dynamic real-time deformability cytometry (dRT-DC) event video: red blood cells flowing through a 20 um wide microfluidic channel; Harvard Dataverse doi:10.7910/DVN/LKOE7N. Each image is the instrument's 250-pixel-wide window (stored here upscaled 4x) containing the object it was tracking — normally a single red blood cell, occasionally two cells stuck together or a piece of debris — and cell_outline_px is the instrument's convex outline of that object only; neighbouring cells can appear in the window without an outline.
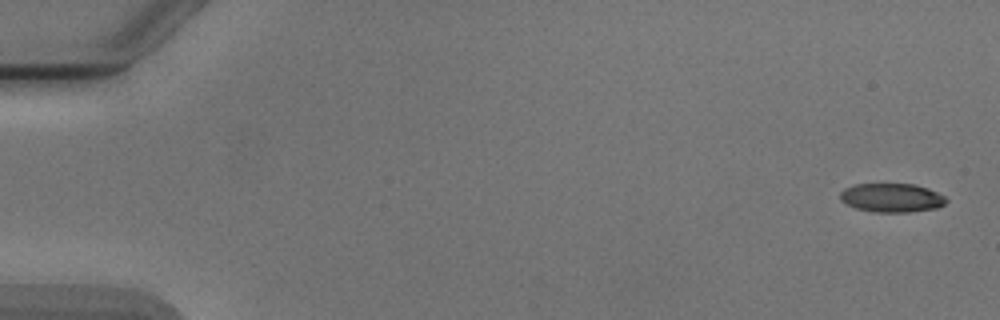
{"species": "Egyptian fruit bat (a non-hibernating species)", "species_latin": "Rousettus aegyptiacus", "temperature_condition": "cold", "stored_images_in_passage": 5, "camera_frame_rate_fps": 3000, "um_per_image_px": 0.085, "animal": {"sex": "male"}, "frame": {"image": 1, "passage_image": 1, "time_ms": 0.0, "image_size_px": [1000, 320], "cell_outline_px": [[948, 200], [944, 204], [936, 208], [908, 212], [876, 212], [856, 208], [840, 200], [840, 192], [844, 188], [852, 184], [912, 184], [928, 188], [944, 196]], "centroid_in_image_um": [75.78, 16.8], "position_along_channel_um": 9.2, "area_um2": 17.74}}
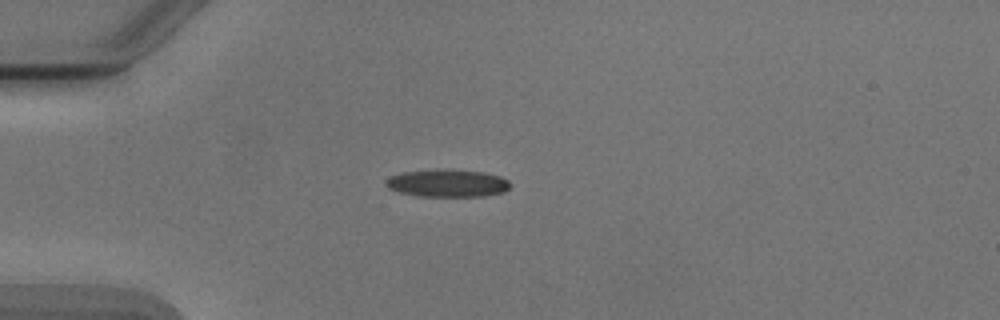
{"frame": {"image": 2, "passage_image": 4, "time_ms": 4.333, "image_size_px": [1000, 320], "cell_outline_px": [[508, 188], [504, 192], [484, 196], [416, 196], [400, 192], [388, 188], [384, 184], [384, 180], [388, 176], [400, 172], [436, 168], [452, 168], [484, 172], [500, 176], [508, 180]], "centroid_in_image_um": [37.96, 15.54], "position_along_channel_um": 47.0, "area_um2": 20.52}}
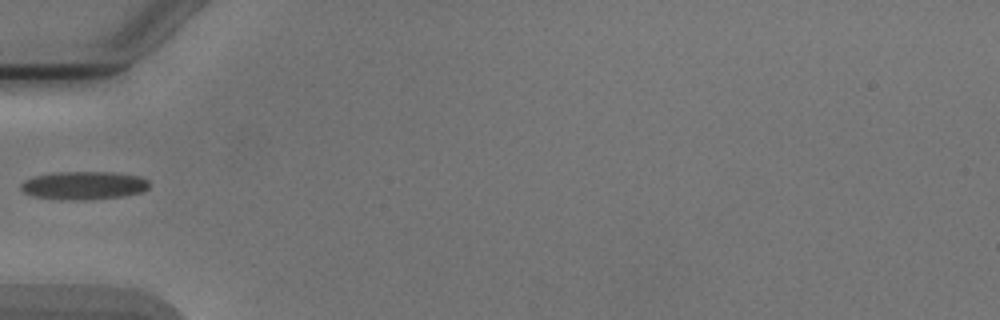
{"frame": {"image": 3, "passage_image": 5, "time_ms": 5.667, "image_size_px": [1000, 320], "cell_outline_px": [[148, 188], [144, 192], [124, 196], [92, 200], [60, 200], [32, 196], [24, 192], [20, 188], [20, 184], [24, 180], [36, 176], [52, 172], [116, 172], [140, 176], [148, 180]], "centroid_in_image_um": [7.13, 15.77], "position_along_channel_um": 77.9, "area_um2": 21.5}}